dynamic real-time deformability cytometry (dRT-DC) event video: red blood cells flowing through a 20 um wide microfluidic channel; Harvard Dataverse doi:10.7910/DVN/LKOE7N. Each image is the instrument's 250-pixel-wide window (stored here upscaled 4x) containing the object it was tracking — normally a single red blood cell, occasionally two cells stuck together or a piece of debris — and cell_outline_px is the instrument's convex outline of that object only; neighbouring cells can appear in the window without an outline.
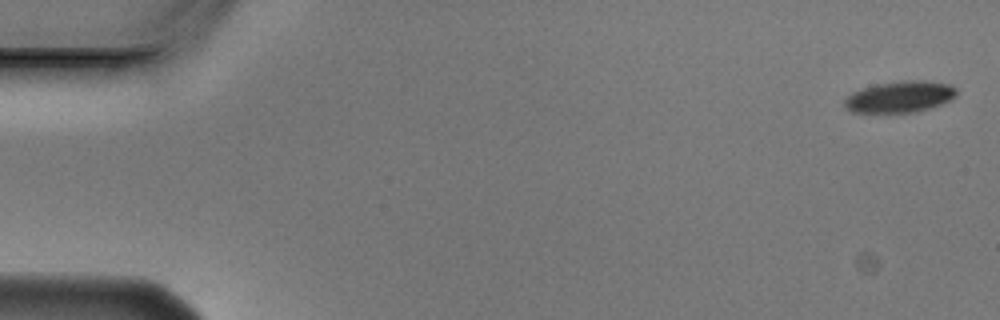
{"species": "Egyptian fruit bat (a non-hibernating species)", "species_latin": "Rousettus aegyptiacus", "temperature_condition": "cold", "stored_images_in_passage": 4, "camera_frame_rate_fps": 3000, "um_per_image_px": 0.085, "animal": {"sex": "male"}, "frame": {"image": 1, "passage_image": 1, "time_ms": 0.0, "image_size_px": [1000, 320], "cell_outline_px": [[956, 96], [952, 100], [932, 108], [916, 112], [852, 112], [844, 108], [844, 100], [852, 92], [864, 88], [880, 84], [904, 80], [924, 80], [948, 84], [956, 88]], "centroid_in_image_um": [76.52, 8.24], "position_along_channel_um": 8.5, "area_um2": 20.46}}